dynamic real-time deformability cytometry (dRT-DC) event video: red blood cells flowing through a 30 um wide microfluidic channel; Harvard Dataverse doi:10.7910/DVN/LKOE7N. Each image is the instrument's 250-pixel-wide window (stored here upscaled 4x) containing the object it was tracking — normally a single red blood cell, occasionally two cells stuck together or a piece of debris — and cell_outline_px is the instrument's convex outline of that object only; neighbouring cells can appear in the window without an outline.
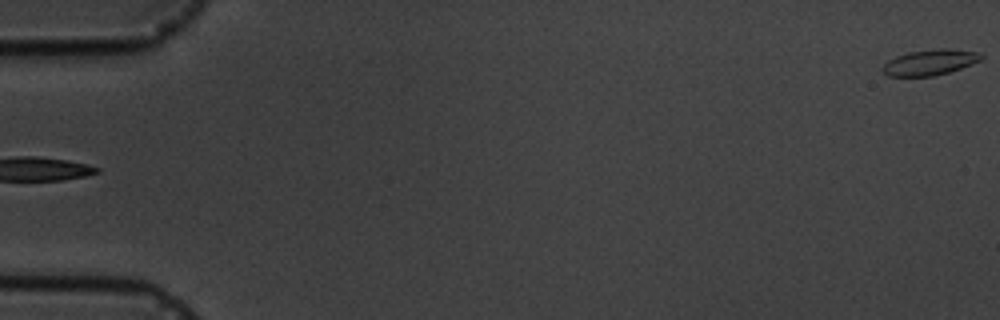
{"species": "common noctule bat (a hibernating species)", "species_latin": "Nyctalus noctula", "temperature_condition": "cold", "stored_images_in_passage": 4, "segment_of_instrument_passage": [2, 2], "camera_frame_rate_fps": 3000, "um_per_image_px": 0.085, "animal": {"sex": "male", "body_mass_g": 19.5, "forearm_length_mm": 54.6}, "frame": {"image": 1, "passage_image": 4, "time_ms": 3.333, "image_size_px": [1000, 320], "cell_outline_px": [[984, 56], [980, 60], [960, 68], [948, 72], [932, 76], [888, 76], [880, 68], [888, 60], [896, 56], [908, 52], [944, 48], [948, 48], [980, 52]], "centroid_in_image_um": [79.03, 5.29], "position_along_channel_um": 6.0, "area_um2": 14.62}}